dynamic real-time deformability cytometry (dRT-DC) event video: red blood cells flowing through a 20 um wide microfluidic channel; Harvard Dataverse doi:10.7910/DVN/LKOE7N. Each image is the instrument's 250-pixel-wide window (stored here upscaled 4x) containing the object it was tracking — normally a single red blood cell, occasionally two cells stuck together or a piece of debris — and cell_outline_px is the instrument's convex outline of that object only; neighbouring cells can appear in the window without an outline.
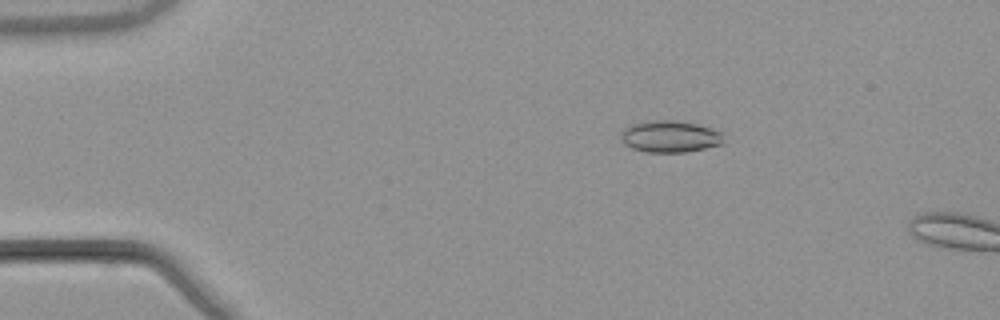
{"species": "common noctule bat (a hibernating species)", "species_latin": "Nyctalus noctula", "temperature_condition": "warm", "stored_images_in_passage": 6, "camera_frame_rate_fps": 3000, "um_per_image_px": 0.085, "animal": {"sex": "male", "body_mass_g": 21.5, "forearm_length_mm": 52.0}, "frame": {"image": 1, "passage_image": 3, "time_ms": 0.667, "image_size_px": [1000, 320], "cell_outline_px": [[724, 144], [688, 152], [644, 152], [632, 148], [624, 144], [620, 136], [624, 128], [632, 124], [648, 120], [676, 120], [696, 124], [712, 128], [724, 132]], "centroid_in_image_um": [56.99, 11.6], "position_along_channel_um": 28.0, "area_um2": 19.36}}